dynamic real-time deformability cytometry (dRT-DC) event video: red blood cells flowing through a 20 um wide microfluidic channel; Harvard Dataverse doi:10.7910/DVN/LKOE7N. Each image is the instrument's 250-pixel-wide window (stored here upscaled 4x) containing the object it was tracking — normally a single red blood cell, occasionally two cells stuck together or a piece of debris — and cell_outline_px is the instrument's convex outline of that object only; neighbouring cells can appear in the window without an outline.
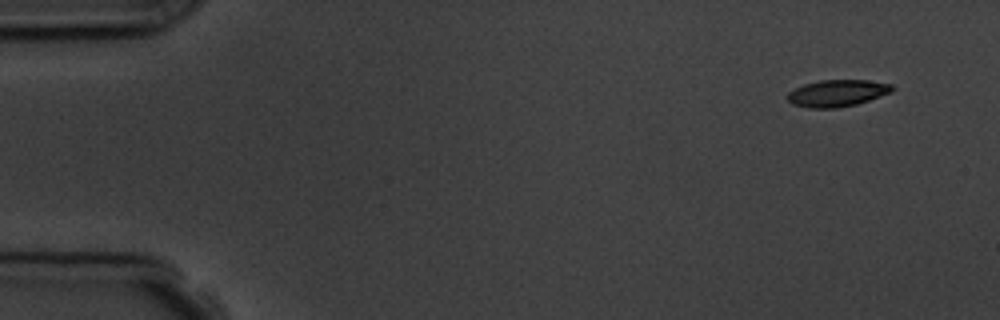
{"species": "common noctule bat (a hibernating species)", "species_latin": "Nyctalus noctula", "temperature_condition": "room temperature", "stored_images_in_passage": 4, "camera_frame_rate_fps": 3000, "um_per_image_px": 0.085, "animal": {"sex": "male", "body_mass_g": 19.5, "forearm_length_mm": 54.6}, "frame": {"image": 1, "passage_image": 1, "time_ms": 0.0, "image_size_px": [1000, 320], "cell_outline_px": [[896, 88], [892, 92], [856, 104], [836, 108], [808, 108], [792, 104], [784, 96], [788, 92], [804, 84], [820, 80], [868, 80], [892, 84]], "centroid_in_image_um": [71.15, 7.92], "position_along_channel_um": 13.8, "area_um2": 16.47}}
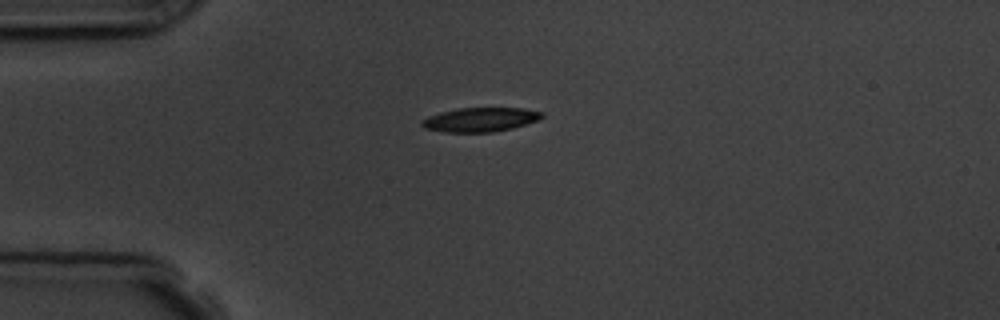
{"frame": {"image": 2, "passage_image": 4, "time_ms": 3.333, "image_size_px": [1000, 320], "cell_outline_px": [[544, 116], [540, 120], [512, 128], [492, 132], [444, 132], [424, 128], [420, 124], [420, 120], [428, 116], [440, 112], [456, 108], [524, 108], [544, 112]], "centroid_in_image_um": [40.82, 10.16], "position_along_channel_um": 44.2, "area_um2": 17.11}}